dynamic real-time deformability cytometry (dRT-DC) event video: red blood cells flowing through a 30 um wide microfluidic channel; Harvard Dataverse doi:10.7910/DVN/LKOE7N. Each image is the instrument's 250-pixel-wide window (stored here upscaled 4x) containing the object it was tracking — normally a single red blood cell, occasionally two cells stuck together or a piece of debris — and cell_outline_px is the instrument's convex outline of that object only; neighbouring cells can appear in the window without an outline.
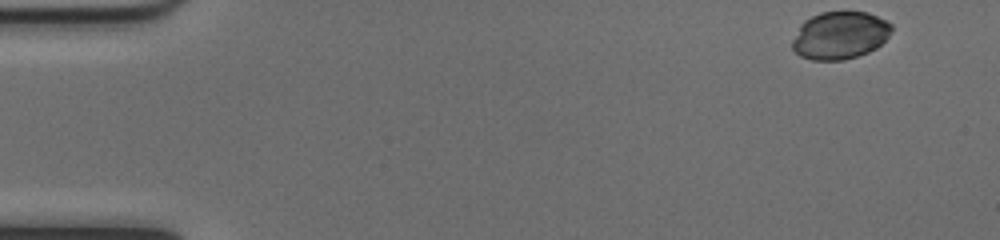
{"species": "common noctule bat (a hibernating species)", "species_latin": "Nyctalus noctula", "temperature_condition": "cold", "stored_images_in_passage": 49, "camera_frame_rate_fps": 3000, "um_per_image_px": 0.085, "animal": {"sex": "female", "body_mass_g": 17.0, "forearm_length_mm": 48.0}, "frame": {"image": 1, "passage_image": 1, "time_ms": 0.0, "image_size_px": [1000, 240], "cell_outline_px": [[892, 28], [888, 36], [876, 48], [868, 52], [844, 60], [812, 60], [800, 56], [792, 48], [792, 40], [800, 24], [804, 20], [820, 12], [868, 12], [892, 24]], "centroid_in_image_um": [71.36, 3.0], "position_along_channel_um": 13.6, "area_um2": 27.46}}
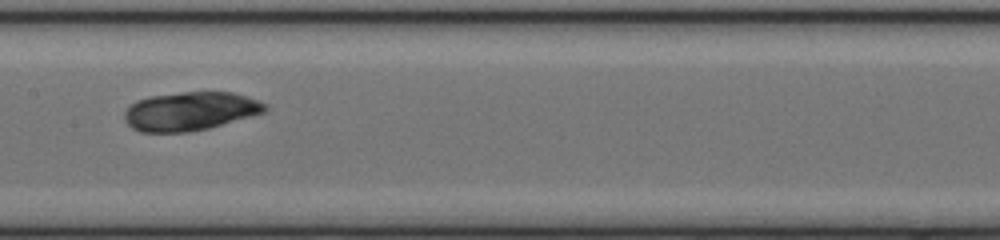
{"frame": {"image": 2, "passage_image": 24, "time_ms": 7.667, "image_size_px": [1000, 240], "cell_outline_px": [[268, 108], [264, 112], [208, 128], [188, 132], [140, 132], [132, 128], [124, 120], [124, 112], [136, 100], [148, 96], [180, 92], [232, 92], [268, 104]], "centroid_in_image_um": [16.12, 9.45], "position_along_channel_um": 191.3, "area_um2": 31.5}}
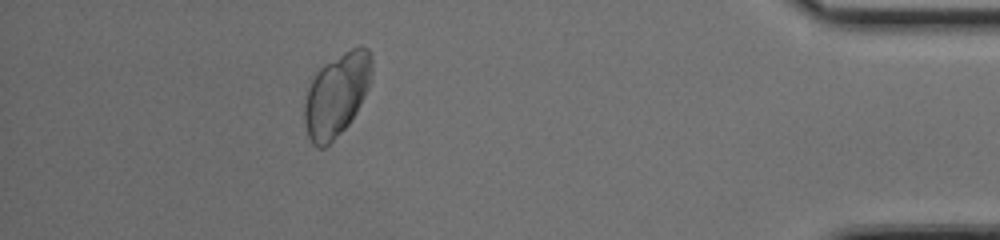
{"frame": {"image": 3, "passage_image": 44, "time_ms": 14.333, "image_size_px": [1000, 240], "cell_outline_px": [[372, 72], [368, 88], [356, 112], [348, 124], [324, 148], [316, 148], [312, 144], [308, 136], [304, 120], [304, 104], [308, 80], [324, 64], [344, 52], [360, 44], [368, 48], [372, 56]], "centroid_in_image_um": [28.59, 8.02], "position_along_channel_um": 406.6, "area_um2": 32.83}}